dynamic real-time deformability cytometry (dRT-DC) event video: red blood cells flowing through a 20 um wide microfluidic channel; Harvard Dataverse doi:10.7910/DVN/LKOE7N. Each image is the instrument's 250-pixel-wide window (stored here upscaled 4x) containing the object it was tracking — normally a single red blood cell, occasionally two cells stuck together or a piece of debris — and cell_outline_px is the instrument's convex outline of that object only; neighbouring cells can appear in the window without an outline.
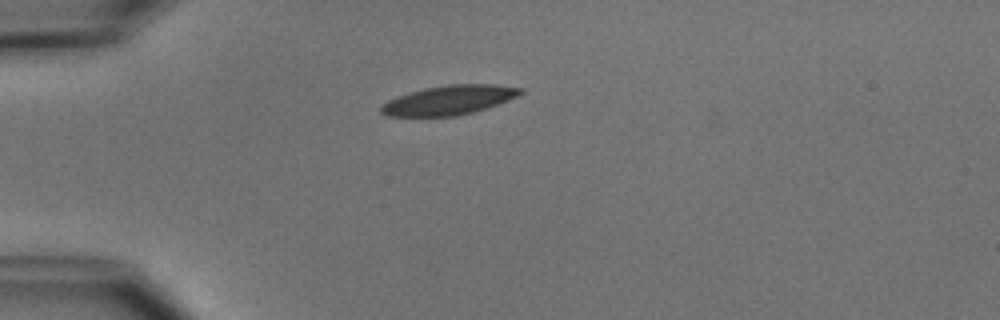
{"species": "common noctule bat (a hibernating species)", "species_latin": "Nyctalus noctula", "temperature_condition": "cold", "stored_images_in_passage": 3, "camera_frame_rate_fps": 3000, "um_per_image_px": 0.085, "animal": {"sex": "male", "body_mass_g": 15.6}, "frame": {"image": 1, "passage_image": 1, "time_ms": 0.0, "image_size_px": [1000, 320], "cell_outline_px": [[524, 92], [508, 100], [488, 108], [456, 116], [388, 116], [380, 112], [380, 104], [388, 100], [424, 88], [448, 84], [496, 84], [524, 88]], "centroid_in_image_um": [38.19, 8.5], "position_along_channel_um": 46.8, "area_um2": 23.81}}
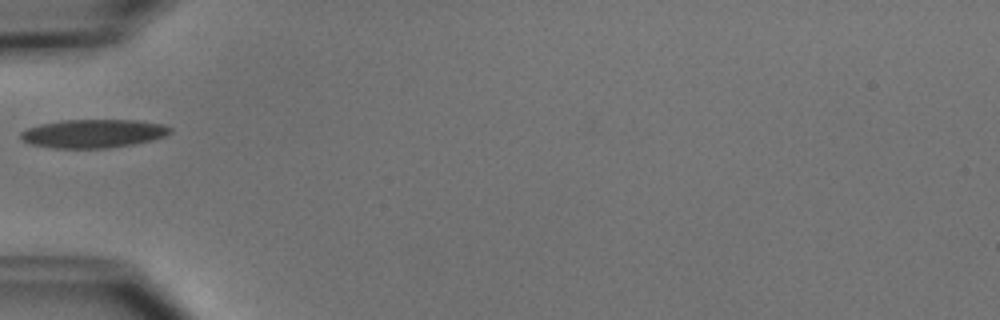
{"frame": {"image": 2, "passage_image": 2, "time_ms": 1.333, "image_size_px": [1000, 320], "cell_outline_px": [[172, 132], [164, 136], [152, 140], [132, 144], [108, 148], [52, 148], [28, 144], [20, 136], [20, 132], [28, 128], [40, 124], [64, 120], [136, 120], [160, 124], [172, 128]], "centroid_in_image_um": [7.91, 11.35], "position_along_channel_um": 77.1, "area_um2": 24.74}}